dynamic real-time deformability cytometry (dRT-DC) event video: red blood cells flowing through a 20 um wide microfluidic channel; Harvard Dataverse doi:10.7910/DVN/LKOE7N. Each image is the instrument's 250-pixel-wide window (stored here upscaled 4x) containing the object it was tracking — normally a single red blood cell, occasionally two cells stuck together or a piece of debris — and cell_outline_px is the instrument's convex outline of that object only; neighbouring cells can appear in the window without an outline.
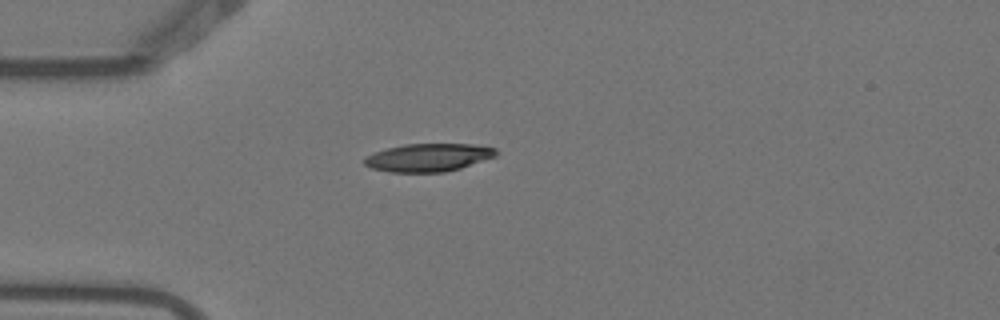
{"species": "Egyptian fruit bat (a non-hibernating species)", "species_latin": "Rousettus aegyptiacus", "temperature_condition": "warm", "stored_images_in_passage": 2, "camera_frame_rate_fps": 3000, "um_per_image_px": 0.085, "animal": {"sex": "female"}, "frame": {"image": 1, "passage_image": 1, "time_ms": 0.0, "image_size_px": [1000, 320], "cell_outline_px": [[500, 152], [496, 156], [460, 168], [444, 172], [388, 172], [372, 168], [364, 164], [364, 156], [388, 148], [404, 144], [472, 144], [496, 148]], "centroid_in_image_um": [36.42, 13.38], "position_along_channel_um": 48.6, "area_um2": 21.44}}